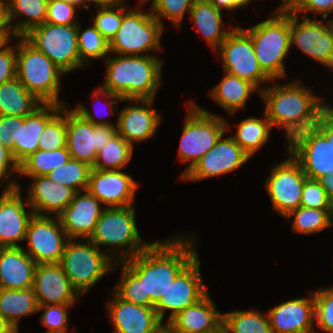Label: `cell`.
Instances as JSON below:
<instances>
[{
    "label": "cell",
    "instance_id": "cell-1",
    "mask_svg": "<svg viewBox=\"0 0 333 333\" xmlns=\"http://www.w3.org/2000/svg\"><path fill=\"white\" fill-rule=\"evenodd\" d=\"M174 235V236H173ZM153 241L144 251L124 263L143 280L144 298L154 307L176 276L199 254V236L173 233Z\"/></svg>",
    "mask_w": 333,
    "mask_h": 333
},
{
    "label": "cell",
    "instance_id": "cell-2",
    "mask_svg": "<svg viewBox=\"0 0 333 333\" xmlns=\"http://www.w3.org/2000/svg\"><path fill=\"white\" fill-rule=\"evenodd\" d=\"M283 81L286 82L273 80L260 92V98L273 129L281 130L287 144L295 135L315 127L329 103L304 85L300 78L290 79L287 83Z\"/></svg>",
    "mask_w": 333,
    "mask_h": 333
},
{
    "label": "cell",
    "instance_id": "cell-3",
    "mask_svg": "<svg viewBox=\"0 0 333 333\" xmlns=\"http://www.w3.org/2000/svg\"><path fill=\"white\" fill-rule=\"evenodd\" d=\"M104 62L106 73L102 89L125 100L156 99L163 83V58L110 53Z\"/></svg>",
    "mask_w": 333,
    "mask_h": 333
},
{
    "label": "cell",
    "instance_id": "cell-4",
    "mask_svg": "<svg viewBox=\"0 0 333 333\" xmlns=\"http://www.w3.org/2000/svg\"><path fill=\"white\" fill-rule=\"evenodd\" d=\"M136 205L105 208L89 240L114 262H124L144 251L152 242L139 233Z\"/></svg>",
    "mask_w": 333,
    "mask_h": 333
},
{
    "label": "cell",
    "instance_id": "cell-5",
    "mask_svg": "<svg viewBox=\"0 0 333 333\" xmlns=\"http://www.w3.org/2000/svg\"><path fill=\"white\" fill-rule=\"evenodd\" d=\"M243 29L251 36L263 71L272 80L288 79L284 61L291 52L290 11H272L267 19Z\"/></svg>",
    "mask_w": 333,
    "mask_h": 333
},
{
    "label": "cell",
    "instance_id": "cell-6",
    "mask_svg": "<svg viewBox=\"0 0 333 333\" xmlns=\"http://www.w3.org/2000/svg\"><path fill=\"white\" fill-rule=\"evenodd\" d=\"M185 108L187 113L184 116L177 160L181 164L188 165L180 173L179 180L215 146L218 139L227 130V122L223 114L217 115L209 109L200 107L193 100H188Z\"/></svg>",
    "mask_w": 333,
    "mask_h": 333
},
{
    "label": "cell",
    "instance_id": "cell-7",
    "mask_svg": "<svg viewBox=\"0 0 333 333\" xmlns=\"http://www.w3.org/2000/svg\"><path fill=\"white\" fill-rule=\"evenodd\" d=\"M66 74L24 37H17L16 77L43 104L67 105L60 98ZM62 78V79H61Z\"/></svg>",
    "mask_w": 333,
    "mask_h": 333
},
{
    "label": "cell",
    "instance_id": "cell-8",
    "mask_svg": "<svg viewBox=\"0 0 333 333\" xmlns=\"http://www.w3.org/2000/svg\"><path fill=\"white\" fill-rule=\"evenodd\" d=\"M146 4L145 0H137V5L124 14L119 30L109 42L110 53L144 56L156 55L151 52L163 49L165 28L153 17L151 7L148 12L144 9Z\"/></svg>",
    "mask_w": 333,
    "mask_h": 333
},
{
    "label": "cell",
    "instance_id": "cell-9",
    "mask_svg": "<svg viewBox=\"0 0 333 333\" xmlns=\"http://www.w3.org/2000/svg\"><path fill=\"white\" fill-rule=\"evenodd\" d=\"M115 262L89 239H70L59 265L81 296L113 272Z\"/></svg>",
    "mask_w": 333,
    "mask_h": 333
},
{
    "label": "cell",
    "instance_id": "cell-10",
    "mask_svg": "<svg viewBox=\"0 0 333 333\" xmlns=\"http://www.w3.org/2000/svg\"><path fill=\"white\" fill-rule=\"evenodd\" d=\"M220 57L222 71L247 80L262 91L272 79L257 60L251 36L236 23L225 40L214 51ZM266 84V85H265ZM265 85V86H264Z\"/></svg>",
    "mask_w": 333,
    "mask_h": 333
},
{
    "label": "cell",
    "instance_id": "cell-11",
    "mask_svg": "<svg viewBox=\"0 0 333 333\" xmlns=\"http://www.w3.org/2000/svg\"><path fill=\"white\" fill-rule=\"evenodd\" d=\"M32 46L44 53L66 75L84 69L80 62L77 25L43 23L23 36Z\"/></svg>",
    "mask_w": 333,
    "mask_h": 333
},
{
    "label": "cell",
    "instance_id": "cell-12",
    "mask_svg": "<svg viewBox=\"0 0 333 333\" xmlns=\"http://www.w3.org/2000/svg\"><path fill=\"white\" fill-rule=\"evenodd\" d=\"M287 158L272 165L263 183L272 211L286 217L301 205V196L307 176L300 163L285 149Z\"/></svg>",
    "mask_w": 333,
    "mask_h": 333
},
{
    "label": "cell",
    "instance_id": "cell-13",
    "mask_svg": "<svg viewBox=\"0 0 333 333\" xmlns=\"http://www.w3.org/2000/svg\"><path fill=\"white\" fill-rule=\"evenodd\" d=\"M290 43L291 49L296 47L301 54L333 72L332 20L300 17L290 11Z\"/></svg>",
    "mask_w": 333,
    "mask_h": 333
},
{
    "label": "cell",
    "instance_id": "cell-14",
    "mask_svg": "<svg viewBox=\"0 0 333 333\" xmlns=\"http://www.w3.org/2000/svg\"><path fill=\"white\" fill-rule=\"evenodd\" d=\"M117 134V127L94 125L66 105V147L71 158L93 168L97 153Z\"/></svg>",
    "mask_w": 333,
    "mask_h": 333
},
{
    "label": "cell",
    "instance_id": "cell-15",
    "mask_svg": "<svg viewBox=\"0 0 333 333\" xmlns=\"http://www.w3.org/2000/svg\"><path fill=\"white\" fill-rule=\"evenodd\" d=\"M70 240L57 216L33 215L25 237V252L36 264H59Z\"/></svg>",
    "mask_w": 333,
    "mask_h": 333
},
{
    "label": "cell",
    "instance_id": "cell-16",
    "mask_svg": "<svg viewBox=\"0 0 333 333\" xmlns=\"http://www.w3.org/2000/svg\"><path fill=\"white\" fill-rule=\"evenodd\" d=\"M227 130L221 135L212 147L196 165L187 172L180 182H200L205 179L219 177L235 172L242 168L251 157L235 142L233 137L227 133L233 128L227 120Z\"/></svg>",
    "mask_w": 333,
    "mask_h": 333
},
{
    "label": "cell",
    "instance_id": "cell-17",
    "mask_svg": "<svg viewBox=\"0 0 333 333\" xmlns=\"http://www.w3.org/2000/svg\"><path fill=\"white\" fill-rule=\"evenodd\" d=\"M199 254L176 276L154 309L162 322L202 299L209 290L203 281ZM169 312L170 314H168ZM167 313V314H166ZM168 315V316H167Z\"/></svg>",
    "mask_w": 333,
    "mask_h": 333
},
{
    "label": "cell",
    "instance_id": "cell-18",
    "mask_svg": "<svg viewBox=\"0 0 333 333\" xmlns=\"http://www.w3.org/2000/svg\"><path fill=\"white\" fill-rule=\"evenodd\" d=\"M285 145L307 178L318 180L333 174V145L316 127L295 135Z\"/></svg>",
    "mask_w": 333,
    "mask_h": 333
},
{
    "label": "cell",
    "instance_id": "cell-19",
    "mask_svg": "<svg viewBox=\"0 0 333 333\" xmlns=\"http://www.w3.org/2000/svg\"><path fill=\"white\" fill-rule=\"evenodd\" d=\"M154 101L155 99L122 100L124 105L117 115V133L133 147L136 143L153 139L162 125L163 116L154 108Z\"/></svg>",
    "mask_w": 333,
    "mask_h": 333
},
{
    "label": "cell",
    "instance_id": "cell-20",
    "mask_svg": "<svg viewBox=\"0 0 333 333\" xmlns=\"http://www.w3.org/2000/svg\"><path fill=\"white\" fill-rule=\"evenodd\" d=\"M0 194V247H23L34 211L23 198L22 185L2 187ZM21 242V245H20Z\"/></svg>",
    "mask_w": 333,
    "mask_h": 333
},
{
    "label": "cell",
    "instance_id": "cell-21",
    "mask_svg": "<svg viewBox=\"0 0 333 333\" xmlns=\"http://www.w3.org/2000/svg\"><path fill=\"white\" fill-rule=\"evenodd\" d=\"M140 187L131 174L123 170L91 169L87 190L106 208L126 207L135 204Z\"/></svg>",
    "mask_w": 333,
    "mask_h": 333
},
{
    "label": "cell",
    "instance_id": "cell-22",
    "mask_svg": "<svg viewBox=\"0 0 333 333\" xmlns=\"http://www.w3.org/2000/svg\"><path fill=\"white\" fill-rule=\"evenodd\" d=\"M307 292V296L282 301L266 311L273 333H315L313 289Z\"/></svg>",
    "mask_w": 333,
    "mask_h": 333
},
{
    "label": "cell",
    "instance_id": "cell-23",
    "mask_svg": "<svg viewBox=\"0 0 333 333\" xmlns=\"http://www.w3.org/2000/svg\"><path fill=\"white\" fill-rule=\"evenodd\" d=\"M106 312L114 333H151L162 321L154 307H146L121 299L112 289Z\"/></svg>",
    "mask_w": 333,
    "mask_h": 333
},
{
    "label": "cell",
    "instance_id": "cell-24",
    "mask_svg": "<svg viewBox=\"0 0 333 333\" xmlns=\"http://www.w3.org/2000/svg\"><path fill=\"white\" fill-rule=\"evenodd\" d=\"M33 288L38 305H75L82 297L59 264H38Z\"/></svg>",
    "mask_w": 333,
    "mask_h": 333
},
{
    "label": "cell",
    "instance_id": "cell-25",
    "mask_svg": "<svg viewBox=\"0 0 333 333\" xmlns=\"http://www.w3.org/2000/svg\"><path fill=\"white\" fill-rule=\"evenodd\" d=\"M105 208L88 190L79 191L58 217L70 239H89Z\"/></svg>",
    "mask_w": 333,
    "mask_h": 333
},
{
    "label": "cell",
    "instance_id": "cell-26",
    "mask_svg": "<svg viewBox=\"0 0 333 333\" xmlns=\"http://www.w3.org/2000/svg\"><path fill=\"white\" fill-rule=\"evenodd\" d=\"M25 178L30 180L25 197L35 215L58 217L76 194L74 189L53 182L46 175Z\"/></svg>",
    "mask_w": 333,
    "mask_h": 333
},
{
    "label": "cell",
    "instance_id": "cell-27",
    "mask_svg": "<svg viewBox=\"0 0 333 333\" xmlns=\"http://www.w3.org/2000/svg\"><path fill=\"white\" fill-rule=\"evenodd\" d=\"M208 292L195 304L182 310L169 323L176 333H205L224 330L223 313Z\"/></svg>",
    "mask_w": 333,
    "mask_h": 333
},
{
    "label": "cell",
    "instance_id": "cell-28",
    "mask_svg": "<svg viewBox=\"0 0 333 333\" xmlns=\"http://www.w3.org/2000/svg\"><path fill=\"white\" fill-rule=\"evenodd\" d=\"M63 105L42 104L32 114L25 116L19 124L18 141L13 143L11 153L20 165L26 158L38 150L39 137L46 125L61 111Z\"/></svg>",
    "mask_w": 333,
    "mask_h": 333
},
{
    "label": "cell",
    "instance_id": "cell-29",
    "mask_svg": "<svg viewBox=\"0 0 333 333\" xmlns=\"http://www.w3.org/2000/svg\"><path fill=\"white\" fill-rule=\"evenodd\" d=\"M36 265L23 247H0V288L21 290L33 287Z\"/></svg>",
    "mask_w": 333,
    "mask_h": 333
},
{
    "label": "cell",
    "instance_id": "cell-30",
    "mask_svg": "<svg viewBox=\"0 0 333 333\" xmlns=\"http://www.w3.org/2000/svg\"><path fill=\"white\" fill-rule=\"evenodd\" d=\"M222 11L218 10L207 0H194L189 13L193 22L192 28L202 36L210 49L214 52L225 40L227 34L234 28L232 24H225Z\"/></svg>",
    "mask_w": 333,
    "mask_h": 333
},
{
    "label": "cell",
    "instance_id": "cell-31",
    "mask_svg": "<svg viewBox=\"0 0 333 333\" xmlns=\"http://www.w3.org/2000/svg\"><path fill=\"white\" fill-rule=\"evenodd\" d=\"M260 90L247 80L233 76L223 71V77L214 87L208 91L211 100L221 107L230 117L244 110L250 95Z\"/></svg>",
    "mask_w": 333,
    "mask_h": 333
},
{
    "label": "cell",
    "instance_id": "cell-32",
    "mask_svg": "<svg viewBox=\"0 0 333 333\" xmlns=\"http://www.w3.org/2000/svg\"><path fill=\"white\" fill-rule=\"evenodd\" d=\"M33 287L21 290L0 288V317L19 333L20 320L38 313Z\"/></svg>",
    "mask_w": 333,
    "mask_h": 333
},
{
    "label": "cell",
    "instance_id": "cell-33",
    "mask_svg": "<svg viewBox=\"0 0 333 333\" xmlns=\"http://www.w3.org/2000/svg\"><path fill=\"white\" fill-rule=\"evenodd\" d=\"M42 104L17 77L0 85V115L25 117Z\"/></svg>",
    "mask_w": 333,
    "mask_h": 333
},
{
    "label": "cell",
    "instance_id": "cell-34",
    "mask_svg": "<svg viewBox=\"0 0 333 333\" xmlns=\"http://www.w3.org/2000/svg\"><path fill=\"white\" fill-rule=\"evenodd\" d=\"M237 124V130L231 136L253 158L270 140L273 127L264 111L261 118L251 116L241 119Z\"/></svg>",
    "mask_w": 333,
    "mask_h": 333
},
{
    "label": "cell",
    "instance_id": "cell-35",
    "mask_svg": "<svg viewBox=\"0 0 333 333\" xmlns=\"http://www.w3.org/2000/svg\"><path fill=\"white\" fill-rule=\"evenodd\" d=\"M48 0H8L9 19L14 34L23 37L45 23Z\"/></svg>",
    "mask_w": 333,
    "mask_h": 333
},
{
    "label": "cell",
    "instance_id": "cell-36",
    "mask_svg": "<svg viewBox=\"0 0 333 333\" xmlns=\"http://www.w3.org/2000/svg\"><path fill=\"white\" fill-rule=\"evenodd\" d=\"M285 220L291 221V230L296 235L320 234L333 228V209H315L299 207L291 211Z\"/></svg>",
    "mask_w": 333,
    "mask_h": 333
},
{
    "label": "cell",
    "instance_id": "cell-37",
    "mask_svg": "<svg viewBox=\"0 0 333 333\" xmlns=\"http://www.w3.org/2000/svg\"><path fill=\"white\" fill-rule=\"evenodd\" d=\"M225 333H273L267 312L234 309L223 313Z\"/></svg>",
    "mask_w": 333,
    "mask_h": 333
},
{
    "label": "cell",
    "instance_id": "cell-38",
    "mask_svg": "<svg viewBox=\"0 0 333 333\" xmlns=\"http://www.w3.org/2000/svg\"><path fill=\"white\" fill-rule=\"evenodd\" d=\"M98 88L92 89V93L91 94V98H92V102L94 104V102L96 103L94 107H99L97 103H99L98 101L103 100L102 105H105L106 107H103V111L100 110V112H97L96 110H98L97 108H94L91 112V110H89L88 106H85L84 103H79L78 105H75V107H72L73 105H71V108L77 112L81 117L85 118L86 120H88L89 122H91L94 125H102V126H112V127H117V123H118V117H116V121H109L104 119V117H110L113 116V114L115 115L116 113H119V109L117 104L121 103L122 104V98L119 95L116 94H112L111 92L102 89L101 87L97 86ZM104 101H106L104 103ZM108 107V109H107ZM103 113H102V112ZM100 113V114H99ZM104 116H101V115ZM103 117V118H102ZM104 119V120H103Z\"/></svg>",
    "mask_w": 333,
    "mask_h": 333
},
{
    "label": "cell",
    "instance_id": "cell-39",
    "mask_svg": "<svg viewBox=\"0 0 333 333\" xmlns=\"http://www.w3.org/2000/svg\"><path fill=\"white\" fill-rule=\"evenodd\" d=\"M81 22L77 24V39L80 62L87 68L96 59H106L110 55L109 41L93 26L84 29Z\"/></svg>",
    "mask_w": 333,
    "mask_h": 333
},
{
    "label": "cell",
    "instance_id": "cell-40",
    "mask_svg": "<svg viewBox=\"0 0 333 333\" xmlns=\"http://www.w3.org/2000/svg\"><path fill=\"white\" fill-rule=\"evenodd\" d=\"M71 158L67 147L54 151L37 150L19 165V176H44Z\"/></svg>",
    "mask_w": 333,
    "mask_h": 333
},
{
    "label": "cell",
    "instance_id": "cell-41",
    "mask_svg": "<svg viewBox=\"0 0 333 333\" xmlns=\"http://www.w3.org/2000/svg\"><path fill=\"white\" fill-rule=\"evenodd\" d=\"M135 147L118 133L97 153L94 169L123 170L131 162Z\"/></svg>",
    "mask_w": 333,
    "mask_h": 333
},
{
    "label": "cell",
    "instance_id": "cell-42",
    "mask_svg": "<svg viewBox=\"0 0 333 333\" xmlns=\"http://www.w3.org/2000/svg\"><path fill=\"white\" fill-rule=\"evenodd\" d=\"M120 269V276L111 289L123 300L150 307V298H144L143 280H141L124 262H115L113 272Z\"/></svg>",
    "mask_w": 333,
    "mask_h": 333
},
{
    "label": "cell",
    "instance_id": "cell-43",
    "mask_svg": "<svg viewBox=\"0 0 333 333\" xmlns=\"http://www.w3.org/2000/svg\"><path fill=\"white\" fill-rule=\"evenodd\" d=\"M92 167L84 162L70 158L64 165L50 171L46 176L53 182L66 185L76 192L88 188Z\"/></svg>",
    "mask_w": 333,
    "mask_h": 333
},
{
    "label": "cell",
    "instance_id": "cell-44",
    "mask_svg": "<svg viewBox=\"0 0 333 333\" xmlns=\"http://www.w3.org/2000/svg\"><path fill=\"white\" fill-rule=\"evenodd\" d=\"M127 4L128 0H123L113 5L96 7V12L90 11L94 15L91 23L109 42L119 30L124 14L131 8H127Z\"/></svg>",
    "mask_w": 333,
    "mask_h": 333
},
{
    "label": "cell",
    "instance_id": "cell-45",
    "mask_svg": "<svg viewBox=\"0 0 333 333\" xmlns=\"http://www.w3.org/2000/svg\"><path fill=\"white\" fill-rule=\"evenodd\" d=\"M151 2L149 7L153 17L164 26L163 19L169 21L170 24L178 30L182 27L185 15H189L194 0H145Z\"/></svg>",
    "mask_w": 333,
    "mask_h": 333
},
{
    "label": "cell",
    "instance_id": "cell-46",
    "mask_svg": "<svg viewBox=\"0 0 333 333\" xmlns=\"http://www.w3.org/2000/svg\"><path fill=\"white\" fill-rule=\"evenodd\" d=\"M315 304V333H333V286L313 290ZM316 327L318 329H316Z\"/></svg>",
    "mask_w": 333,
    "mask_h": 333
},
{
    "label": "cell",
    "instance_id": "cell-47",
    "mask_svg": "<svg viewBox=\"0 0 333 333\" xmlns=\"http://www.w3.org/2000/svg\"><path fill=\"white\" fill-rule=\"evenodd\" d=\"M66 147V105L46 125L39 137V150L54 151Z\"/></svg>",
    "mask_w": 333,
    "mask_h": 333
},
{
    "label": "cell",
    "instance_id": "cell-48",
    "mask_svg": "<svg viewBox=\"0 0 333 333\" xmlns=\"http://www.w3.org/2000/svg\"><path fill=\"white\" fill-rule=\"evenodd\" d=\"M71 307L74 305H39L38 312H42L39 323L46 327L45 333H68ZM73 331L72 333H77L76 330Z\"/></svg>",
    "mask_w": 333,
    "mask_h": 333
},
{
    "label": "cell",
    "instance_id": "cell-49",
    "mask_svg": "<svg viewBox=\"0 0 333 333\" xmlns=\"http://www.w3.org/2000/svg\"><path fill=\"white\" fill-rule=\"evenodd\" d=\"M80 7L64 0H48L45 22L56 25H77L80 21L77 11Z\"/></svg>",
    "mask_w": 333,
    "mask_h": 333
},
{
    "label": "cell",
    "instance_id": "cell-50",
    "mask_svg": "<svg viewBox=\"0 0 333 333\" xmlns=\"http://www.w3.org/2000/svg\"><path fill=\"white\" fill-rule=\"evenodd\" d=\"M300 207L333 209V203L318 180L307 178L302 191Z\"/></svg>",
    "mask_w": 333,
    "mask_h": 333
},
{
    "label": "cell",
    "instance_id": "cell-51",
    "mask_svg": "<svg viewBox=\"0 0 333 333\" xmlns=\"http://www.w3.org/2000/svg\"><path fill=\"white\" fill-rule=\"evenodd\" d=\"M15 174L19 175V164L14 160L11 151L0 142V189L2 186L18 187L20 184Z\"/></svg>",
    "mask_w": 333,
    "mask_h": 333
},
{
    "label": "cell",
    "instance_id": "cell-52",
    "mask_svg": "<svg viewBox=\"0 0 333 333\" xmlns=\"http://www.w3.org/2000/svg\"><path fill=\"white\" fill-rule=\"evenodd\" d=\"M292 11L306 18H309L308 13H312L315 17L310 16V18L320 16L321 19L333 20V0H299Z\"/></svg>",
    "mask_w": 333,
    "mask_h": 333
},
{
    "label": "cell",
    "instance_id": "cell-53",
    "mask_svg": "<svg viewBox=\"0 0 333 333\" xmlns=\"http://www.w3.org/2000/svg\"><path fill=\"white\" fill-rule=\"evenodd\" d=\"M13 42L0 51V85L16 78L17 37Z\"/></svg>",
    "mask_w": 333,
    "mask_h": 333
},
{
    "label": "cell",
    "instance_id": "cell-54",
    "mask_svg": "<svg viewBox=\"0 0 333 333\" xmlns=\"http://www.w3.org/2000/svg\"><path fill=\"white\" fill-rule=\"evenodd\" d=\"M25 117L0 115V142L10 151L13 143L18 141L19 124H23Z\"/></svg>",
    "mask_w": 333,
    "mask_h": 333
},
{
    "label": "cell",
    "instance_id": "cell-55",
    "mask_svg": "<svg viewBox=\"0 0 333 333\" xmlns=\"http://www.w3.org/2000/svg\"><path fill=\"white\" fill-rule=\"evenodd\" d=\"M315 127L333 145V104H329L320 114Z\"/></svg>",
    "mask_w": 333,
    "mask_h": 333
},
{
    "label": "cell",
    "instance_id": "cell-56",
    "mask_svg": "<svg viewBox=\"0 0 333 333\" xmlns=\"http://www.w3.org/2000/svg\"><path fill=\"white\" fill-rule=\"evenodd\" d=\"M207 1L212 3L218 10L222 12L228 11L229 16H231L230 19L231 20L235 19L234 21H236V18H234L233 14H231L234 13L235 10H239L234 4V0H207Z\"/></svg>",
    "mask_w": 333,
    "mask_h": 333
},
{
    "label": "cell",
    "instance_id": "cell-57",
    "mask_svg": "<svg viewBox=\"0 0 333 333\" xmlns=\"http://www.w3.org/2000/svg\"><path fill=\"white\" fill-rule=\"evenodd\" d=\"M16 37L13 28H0V51L7 48Z\"/></svg>",
    "mask_w": 333,
    "mask_h": 333
},
{
    "label": "cell",
    "instance_id": "cell-58",
    "mask_svg": "<svg viewBox=\"0 0 333 333\" xmlns=\"http://www.w3.org/2000/svg\"><path fill=\"white\" fill-rule=\"evenodd\" d=\"M0 28H12L9 19L8 0H0Z\"/></svg>",
    "mask_w": 333,
    "mask_h": 333
},
{
    "label": "cell",
    "instance_id": "cell-59",
    "mask_svg": "<svg viewBox=\"0 0 333 333\" xmlns=\"http://www.w3.org/2000/svg\"><path fill=\"white\" fill-rule=\"evenodd\" d=\"M123 0H81V8L84 10H90V5H95L94 7L108 6L119 3Z\"/></svg>",
    "mask_w": 333,
    "mask_h": 333
},
{
    "label": "cell",
    "instance_id": "cell-60",
    "mask_svg": "<svg viewBox=\"0 0 333 333\" xmlns=\"http://www.w3.org/2000/svg\"><path fill=\"white\" fill-rule=\"evenodd\" d=\"M321 186L325 189L327 196L333 203V174L330 176L324 175L318 179Z\"/></svg>",
    "mask_w": 333,
    "mask_h": 333
},
{
    "label": "cell",
    "instance_id": "cell-61",
    "mask_svg": "<svg viewBox=\"0 0 333 333\" xmlns=\"http://www.w3.org/2000/svg\"><path fill=\"white\" fill-rule=\"evenodd\" d=\"M298 3L299 0H280V4L273 11H292Z\"/></svg>",
    "mask_w": 333,
    "mask_h": 333
},
{
    "label": "cell",
    "instance_id": "cell-62",
    "mask_svg": "<svg viewBox=\"0 0 333 333\" xmlns=\"http://www.w3.org/2000/svg\"><path fill=\"white\" fill-rule=\"evenodd\" d=\"M151 333H176L169 322L160 323Z\"/></svg>",
    "mask_w": 333,
    "mask_h": 333
},
{
    "label": "cell",
    "instance_id": "cell-63",
    "mask_svg": "<svg viewBox=\"0 0 333 333\" xmlns=\"http://www.w3.org/2000/svg\"><path fill=\"white\" fill-rule=\"evenodd\" d=\"M0 333H17V331L0 317Z\"/></svg>",
    "mask_w": 333,
    "mask_h": 333
},
{
    "label": "cell",
    "instance_id": "cell-64",
    "mask_svg": "<svg viewBox=\"0 0 333 333\" xmlns=\"http://www.w3.org/2000/svg\"><path fill=\"white\" fill-rule=\"evenodd\" d=\"M255 0H234V4L238 9H246L248 6L254 3Z\"/></svg>",
    "mask_w": 333,
    "mask_h": 333
},
{
    "label": "cell",
    "instance_id": "cell-65",
    "mask_svg": "<svg viewBox=\"0 0 333 333\" xmlns=\"http://www.w3.org/2000/svg\"><path fill=\"white\" fill-rule=\"evenodd\" d=\"M78 5L81 8V0H64Z\"/></svg>",
    "mask_w": 333,
    "mask_h": 333
},
{
    "label": "cell",
    "instance_id": "cell-66",
    "mask_svg": "<svg viewBox=\"0 0 333 333\" xmlns=\"http://www.w3.org/2000/svg\"><path fill=\"white\" fill-rule=\"evenodd\" d=\"M205 333H225V330H216V331H209Z\"/></svg>",
    "mask_w": 333,
    "mask_h": 333
}]
</instances>
